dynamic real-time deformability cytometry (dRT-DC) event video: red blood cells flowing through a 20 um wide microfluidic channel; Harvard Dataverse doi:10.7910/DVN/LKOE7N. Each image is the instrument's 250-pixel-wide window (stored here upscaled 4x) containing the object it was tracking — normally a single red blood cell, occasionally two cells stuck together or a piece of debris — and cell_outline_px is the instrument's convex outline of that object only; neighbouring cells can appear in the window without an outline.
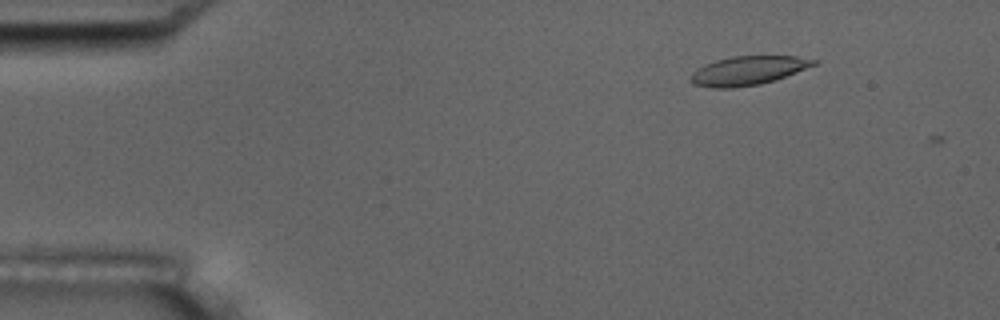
{"species": "common noctule bat (a hibernating species)", "species_latin": "Nyctalus noctula", "temperature_condition": "room temperature", "stored_images_in_passage": 3, "camera_frame_rate_fps": 3000, "um_per_image_px": 0.085, "animal": {"sex": "male", "body_mass_g": 17.5, "forearm_length_mm": 52.3}, "frame": {"image": 1, "passage_image": 2, "time_ms": 1.0, "image_size_px": [1000, 320], "cell_outline_px": [[820, 60], [816, 64], [796, 72], [760, 84], [732, 88], [712, 88], [692, 84], [692, 72], [696, 68], [716, 60], [732, 56], [796, 56]], "centroid_in_image_um": [63.57, 5.99], "position_along_channel_um": 21.4, "area_um2": 20.52}}